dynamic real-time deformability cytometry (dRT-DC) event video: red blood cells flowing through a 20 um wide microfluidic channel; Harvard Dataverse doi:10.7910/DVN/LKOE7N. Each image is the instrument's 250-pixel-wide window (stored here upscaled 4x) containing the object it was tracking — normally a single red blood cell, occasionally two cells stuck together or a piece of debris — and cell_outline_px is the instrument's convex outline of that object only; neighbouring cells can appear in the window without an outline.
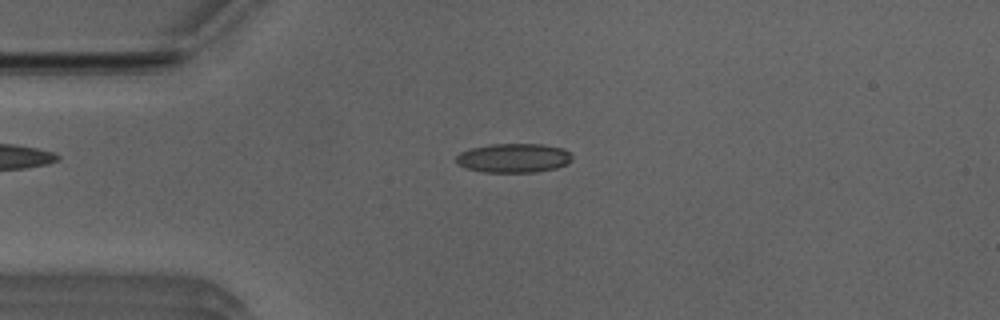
{"species": "Egyptian fruit bat (a non-hibernating species)", "species_latin": "Rousettus aegyptiacus", "temperature_condition": "room temperature", "stored_images_in_passage": 44, "camera_frame_rate_fps": 3000, "um_per_image_px": 0.085, "animal": {"sex": "male"}, "frame": {"image": 1, "passage_image": 4, "time_ms": 1.0, "image_size_px": [1000, 320], "cell_outline_px": [[572, 160], [568, 164], [556, 168], [536, 172], [484, 172], [468, 168], [456, 164], [456, 156], [460, 152], [472, 148], [488, 144], [540, 144], [564, 148], [572, 156]], "centroid_in_image_um": [43.67, 13.43], "position_along_channel_um": 41.3, "area_um2": 19.77}}
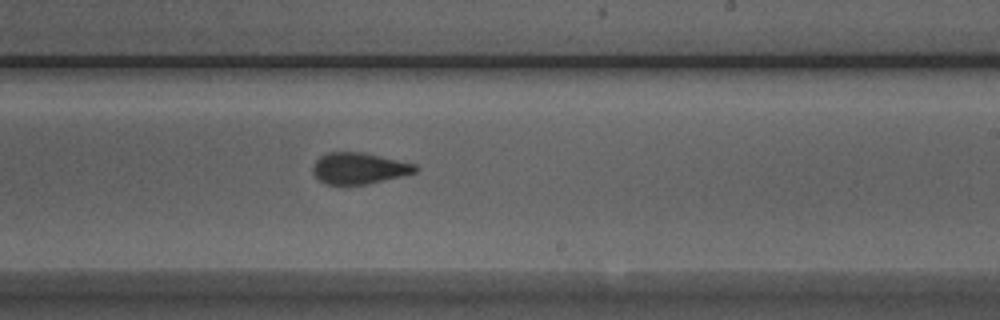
{"frame": {"image": 2, "passage_image": 22, "time_ms": 7.0, "image_size_px": [1000, 320], "cell_outline_px": [[420, 168], [416, 172], [400, 176], [364, 184], [328, 184], [320, 180], [312, 172], [312, 168], [316, 160], [320, 156], [328, 152], [364, 152], [416, 164]], "centroid_in_image_um": [30.52, 14.28], "position_along_channel_um": 258.5, "area_um2": 18.5}}
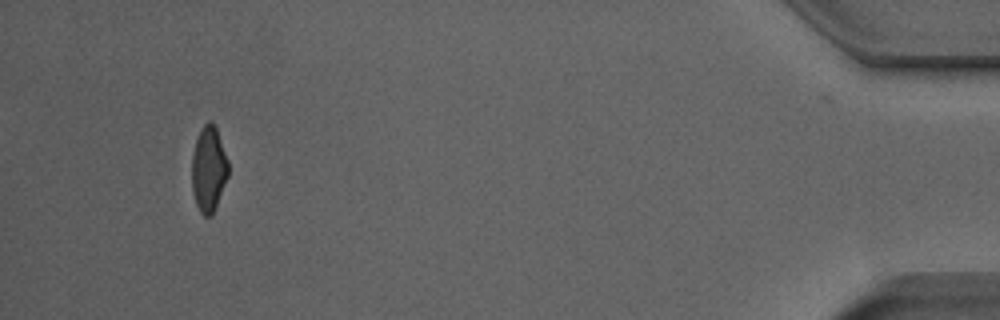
{"frame": {"image": 3, "passage_image": 40, "time_ms": 13.0, "image_size_px": [1000, 320], "cell_outline_px": [[228, 176], [216, 208], [212, 216], [204, 216], [200, 212], [196, 204], [192, 192], [192, 156], [196, 140], [200, 128], [208, 120], [212, 120], [216, 128], [228, 160]], "centroid_in_image_um": [17.73, 14.38], "position_along_channel_um": 417.5, "area_um2": 18.32}, "authors_computed_cell_mechanics": {"area_um2": 19.0162, "velocity_mm_per_s": 3.9665, "shape_relaxation_time_tau1_ms": 10.7207, "shape_relaxation_time_tau2_ms": 1.7291, "deformation_change_tau1": 0.2351, "deformation_change_tau2": 0.0939}}